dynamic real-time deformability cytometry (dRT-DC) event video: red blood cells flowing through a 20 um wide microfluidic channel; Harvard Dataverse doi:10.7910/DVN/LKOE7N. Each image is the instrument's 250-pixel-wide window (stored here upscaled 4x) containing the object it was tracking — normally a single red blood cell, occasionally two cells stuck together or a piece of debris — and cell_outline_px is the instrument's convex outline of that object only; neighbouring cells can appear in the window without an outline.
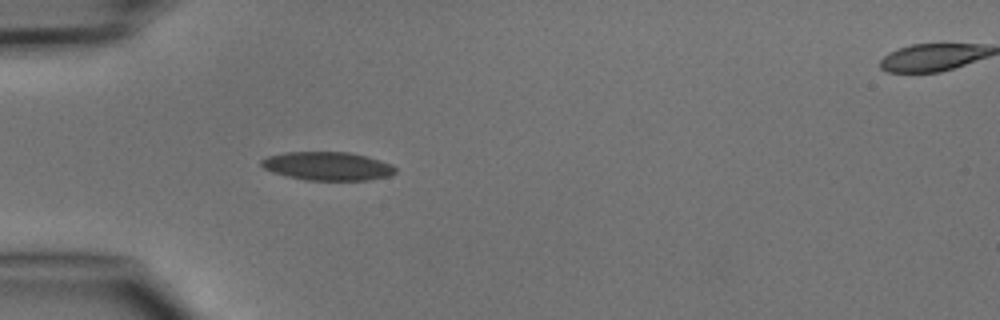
{"species": "common noctule bat (a hibernating species)", "species_latin": "Nyctalus noctula", "temperature_condition": "cold", "stored_images_in_passage": 2, "segment_of_instrument_passage": [1, 2], "camera_frame_rate_fps": 3000, "um_per_image_px": 0.085, "animal": {"sex": "male", "body_mass_g": 15.6}, "frame": {"image": 1, "passage_image": 1, "time_ms": 0.0, "image_size_px": [1000, 320], "cell_outline_px": [[396, 172], [388, 176], [368, 180], [304, 180], [272, 172], [264, 168], [260, 164], [260, 160], [268, 156], [284, 152], [348, 152], [368, 156], [392, 164], [396, 168]], "centroid_in_image_um": [27.84, 14.11], "position_along_channel_um": 57.2, "area_um2": 22.31}}